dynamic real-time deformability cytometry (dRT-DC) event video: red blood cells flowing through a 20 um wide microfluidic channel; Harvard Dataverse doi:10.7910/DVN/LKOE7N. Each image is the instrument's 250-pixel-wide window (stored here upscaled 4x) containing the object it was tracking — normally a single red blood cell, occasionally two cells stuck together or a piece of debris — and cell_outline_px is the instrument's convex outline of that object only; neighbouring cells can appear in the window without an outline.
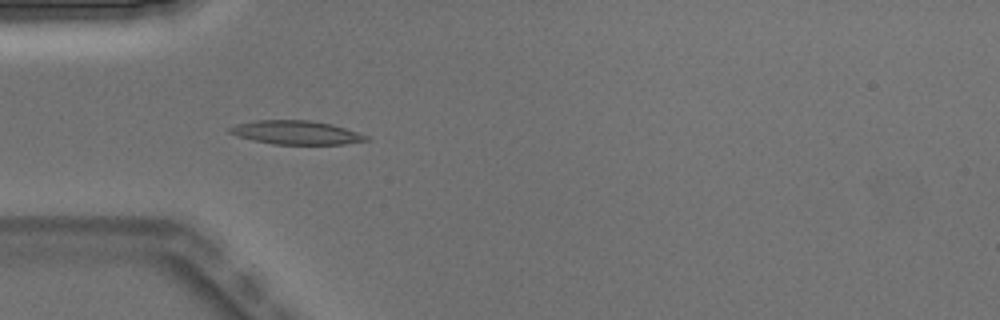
{"species": "Egyptian fruit bat (a non-hibernating species)", "species_latin": "Rousettus aegyptiacus", "temperature_condition": "warm", "stored_images_in_passage": 6, "camera_frame_rate_fps": 3000, "um_per_image_px": 0.085, "animal": {"sex": "male"}, "frame": {"image": 1, "passage_image": 4, "time_ms": 1.0, "image_size_px": [1000, 320], "cell_outline_px": [[372, 140], [344, 144], [272, 144], [236, 136], [228, 132], [228, 128], [236, 124], [256, 120], [312, 120], [332, 124], [368, 136]], "centroid_in_image_um": [25.16, 11.26], "position_along_channel_um": 59.8, "area_um2": 18.9}}